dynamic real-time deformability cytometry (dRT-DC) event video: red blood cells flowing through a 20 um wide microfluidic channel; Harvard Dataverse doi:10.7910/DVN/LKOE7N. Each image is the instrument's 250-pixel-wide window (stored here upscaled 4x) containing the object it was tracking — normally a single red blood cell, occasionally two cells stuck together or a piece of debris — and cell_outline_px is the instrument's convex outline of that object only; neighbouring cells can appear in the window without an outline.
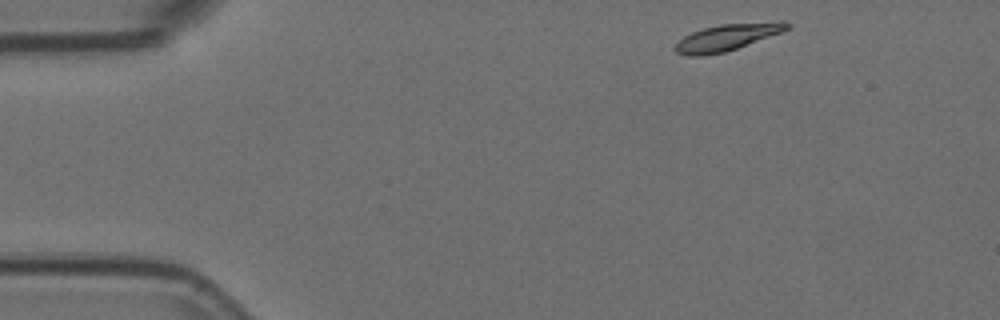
{"species": "Egyptian fruit bat (a non-hibernating species)", "species_latin": "Rousettus aegyptiacus", "temperature_condition": "room temperature", "stored_images_in_passage": 48, "camera_frame_rate_fps": 3000, "um_per_image_px": 0.085, "animal": {"sex": "female"}, "frame": {"image": 1, "passage_image": 1, "time_ms": 0.0, "image_size_px": [1000, 320], "cell_outline_px": [[792, 24], [788, 28], [780, 32], [736, 48], [724, 52], [700, 56], [688, 56], [676, 52], [672, 48], [684, 36], [692, 32], [704, 28], [720, 24], [780, 20], [784, 20]], "centroid_in_image_um": [61.81, 3.15], "position_along_channel_um": 23.2, "area_um2": 17.28}}
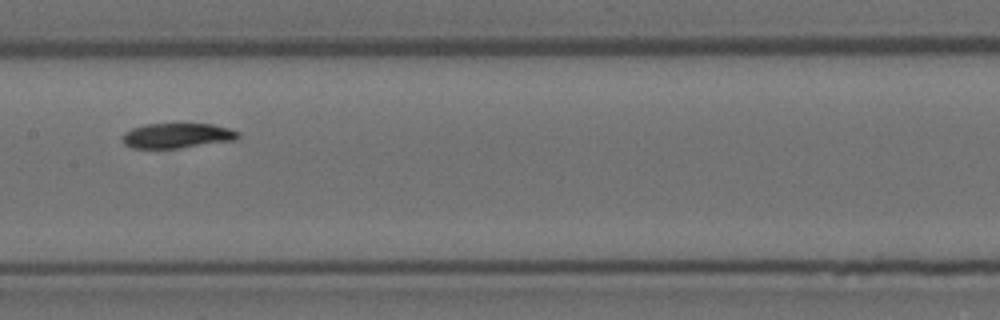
{"frame": {"image": 2, "passage_image": 21, "time_ms": 6.667, "image_size_px": [1000, 320], "cell_outline_px": [[240, 136], [236, 140], [180, 148], [132, 148], [124, 144], [120, 136], [124, 132], [132, 128], [144, 124], [180, 120], [212, 124], [228, 128], [240, 132]], "centroid_in_image_um": [15.04, 11.47], "position_along_channel_um": 192.4, "area_um2": 17.98}}
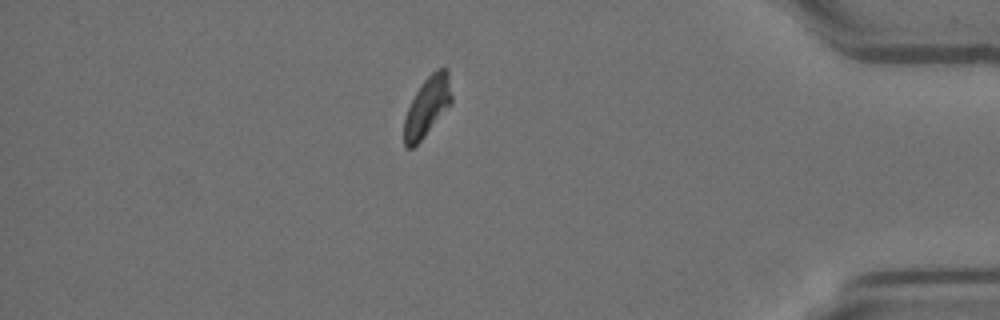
{"frame": {"image": 3, "passage_image": 41, "time_ms": 13.333, "image_size_px": [1000, 320], "cell_outline_px": [[452, 100], [424, 136], [412, 148], [404, 148], [404, 120], [408, 108], [416, 92], [424, 80], [436, 68], [448, 68], [452, 96]], "centroid_in_image_um": [36.3, 9.02], "position_along_channel_um": 398.9, "area_um2": 16.01}, "authors_computed_cell_mechanics": {"area_um2": 17.3111, "velocity_mm_per_s": 3.6825, "shape_relaxation_time_tau1_ms": 5.308, "shape_relaxation_time_tau2_ms": null, "deformation_change_tau1": 0.1408, "deformation_change_tau2": null}}